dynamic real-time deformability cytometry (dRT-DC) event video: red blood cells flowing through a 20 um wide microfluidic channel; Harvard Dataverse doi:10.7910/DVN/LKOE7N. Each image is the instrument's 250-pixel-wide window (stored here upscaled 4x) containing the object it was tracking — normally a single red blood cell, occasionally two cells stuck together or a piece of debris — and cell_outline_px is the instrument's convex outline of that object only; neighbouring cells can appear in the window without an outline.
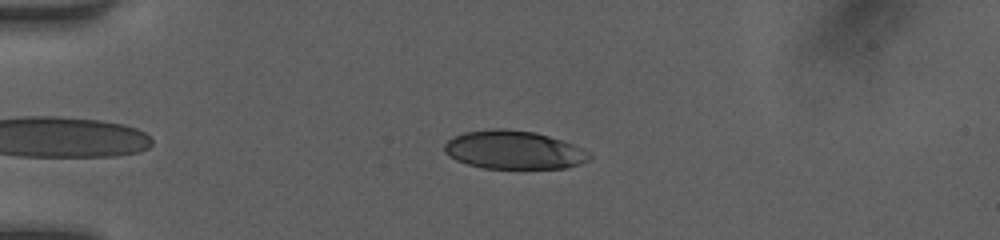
{"species": "human", "species_latin": "Homo sapiens", "temperature_condition": "room temperature", "stored_images_in_passage": 35, "camera_frame_rate_fps": 3000, "um_per_image_px": 0.085, "donor": {"sex": "female"}, "frame": {"image": 1, "passage_image": 3, "time_ms": 0.667, "image_size_px": [1000, 240], "cell_outline_px": [[592, 156], [588, 160], [580, 164], [564, 168], [484, 168], [468, 164], [456, 160], [448, 156], [444, 152], [444, 144], [452, 136], [464, 132], [492, 128], [504, 128], [536, 132], [584, 148], [592, 152]], "centroid_in_image_um": [43.66, 12.73], "position_along_channel_um": 41.3, "area_um2": 32.66}}
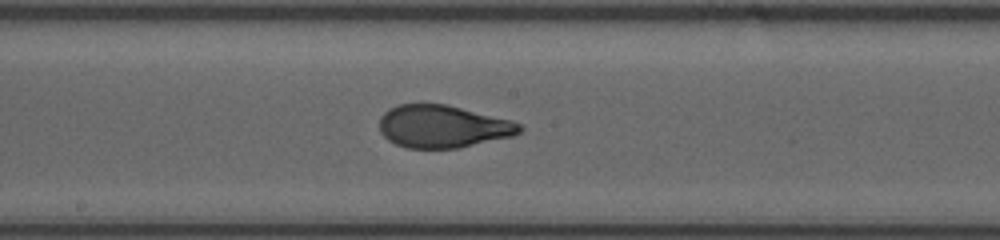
{"frame": {"image": 2, "passage_image": 18, "time_ms": 5.667, "image_size_px": [1000, 240], "cell_outline_px": [[524, 128], [520, 132], [512, 136], [456, 148], [408, 148], [396, 144], [388, 140], [380, 132], [380, 116], [388, 108], [396, 104], [448, 104], [512, 120], [520, 124]], "centroid_in_image_um": [37.62, 10.73], "position_along_channel_um": 210.6, "area_um2": 34.85}}
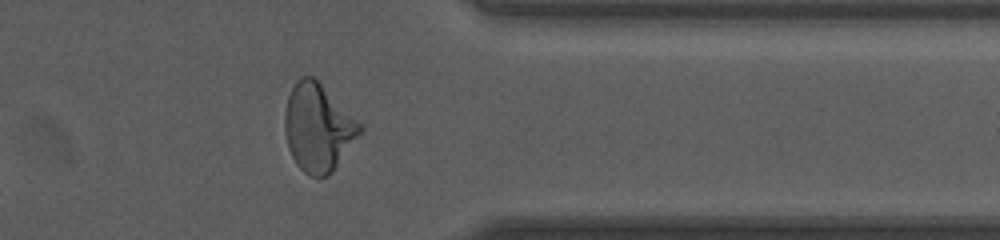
{"frame": {"image": 3, "passage_image": 31, "time_ms": 10.0, "image_size_px": [1000, 240], "cell_outline_px": [[364, 128], [332, 172], [328, 176], [308, 176], [296, 164], [288, 148], [284, 132], [284, 112], [288, 96], [296, 80], [300, 76], [316, 76]], "centroid_in_image_um": [27.0, 10.81], "position_along_channel_um": 384.4, "area_um2": 38.44}, "authors_computed_cell_mechanics": {"area_um2": 35.2002, "velocity_mm_per_s": 4.1745, "shape_relaxation_time_tau1_ms": 4.8752, "shape_relaxation_time_tau2_ms": 0.7424, "deformation_change_tau1": 0.2032, "deformation_change_tau2": 0.0662}}